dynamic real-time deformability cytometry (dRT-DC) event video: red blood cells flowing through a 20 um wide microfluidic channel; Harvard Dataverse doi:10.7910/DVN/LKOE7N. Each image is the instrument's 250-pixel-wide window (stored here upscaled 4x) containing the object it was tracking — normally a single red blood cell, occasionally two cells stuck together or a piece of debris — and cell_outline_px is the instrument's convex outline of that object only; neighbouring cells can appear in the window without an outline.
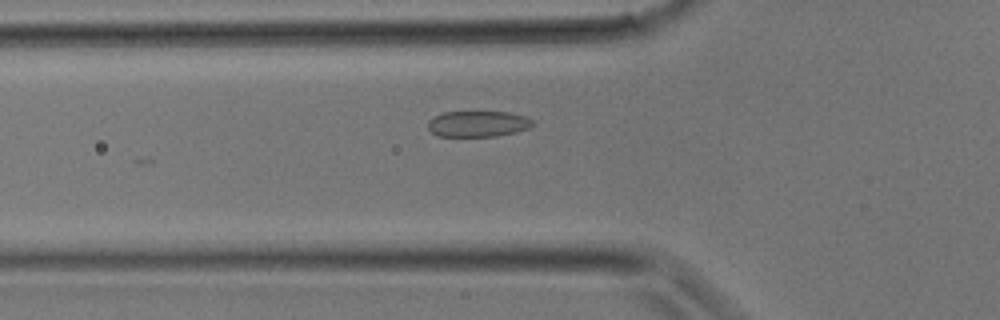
{"species": "common noctule bat (a hibernating species)", "species_latin": "Nyctalus noctula", "temperature_condition": "room temperature", "stored_images_in_passage": 8, "camera_frame_rate_fps": 3000, "um_per_image_px": 0.085, "animal": {"sex": "male", "body_mass_g": 17.9}, "frame": {"image": 1, "passage_image": 2, "time_ms": 0.333, "image_size_px": [1000, 320], "cell_outline_px": [[536, 124], [528, 128], [516, 132], [496, 136], [436, 136], [428, 128], [428, 120], [444, 112], [508, 112], [524, 116], [532, 120]], "centroid_in_image_um": [40.63, 10.53], "position_along_channel_um": 85.2, "area_um2": 15.78}}
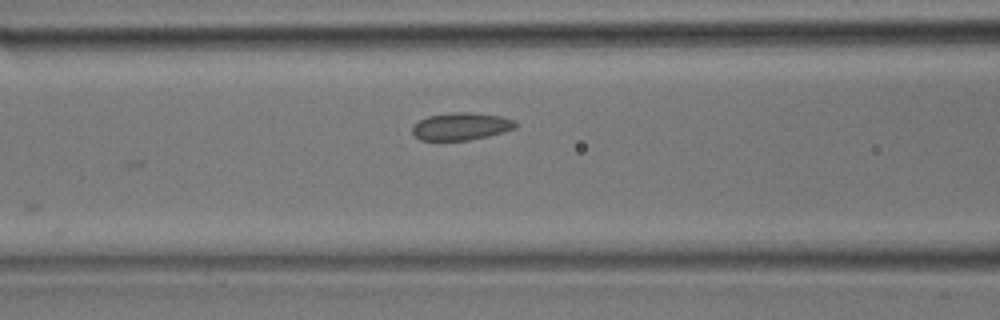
{"frame": {"image": 2, "passage_image": 4, "time_ms": 1.0, "image_size_px": [1000, 320], "cell_outline_px": [[516, 128], [504, 132], [488, 136], [468, 140], [420, 140], [412, 132], [412, 128], [420, 120], [428, 116], [452, 112], [472, 112], [500, 116], [512, 120], [516, 124]], "centroid_in_image_um": [39.2, 10.74], "position_along_channel_um": 127.4, "area_um2": 16.36}}